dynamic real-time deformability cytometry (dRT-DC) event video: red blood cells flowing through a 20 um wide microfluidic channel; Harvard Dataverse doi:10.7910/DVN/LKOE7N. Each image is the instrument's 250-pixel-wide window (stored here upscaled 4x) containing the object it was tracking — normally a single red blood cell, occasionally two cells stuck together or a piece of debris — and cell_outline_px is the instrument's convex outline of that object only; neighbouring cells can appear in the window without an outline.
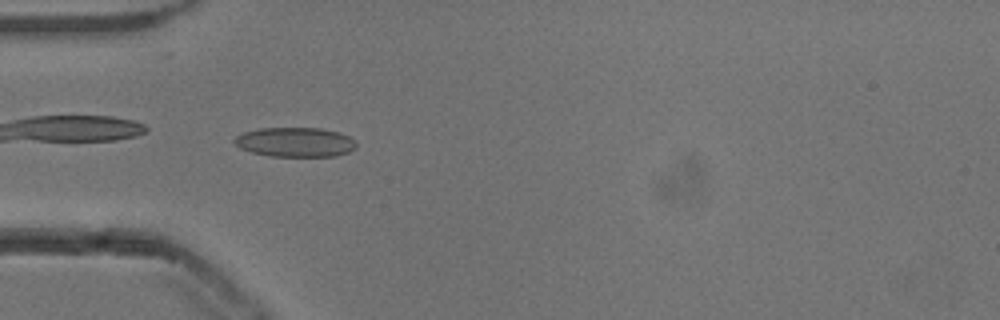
{"species": "common noctule bat (a hibernating species)", "species_latin": "Nyctalus noctula", "temperature_condition": "cold", "stored_images_in_passage": 38, "camera_frame_rate_fps": 3000, "um_per_image_px": 0.085, "animal": {"sex": "male", "body_mass_g": 13.3}, "frame": {"image": 1, "passage_image": 1, "time_ms": 0.0, "image_size_px": [1000, 320], "cell_outline_px": [[356, 148], [348, 152], [336, 156], [268, 156], [252, 152], [240, 148], [232, 140], [236, 136], [244, 132], [260, 128], [320, 128], [340, 132], [348, 136], [356, 144]], "centroid_in_image_um": [25.08, 12.08], "position_along_channel_um": 59.9, "area_um2": 20.92}}
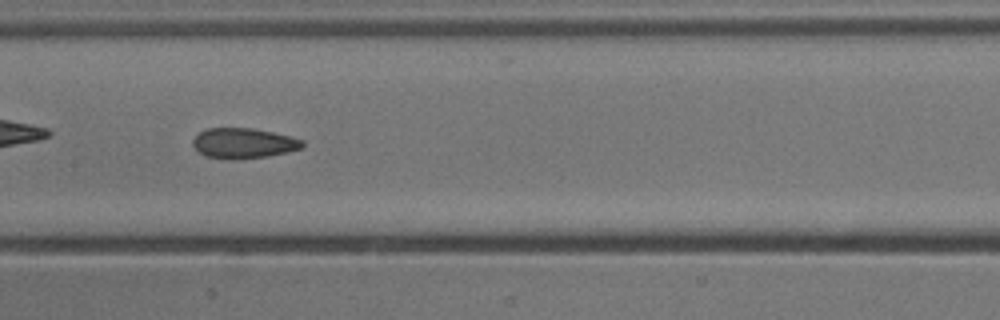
{"frame": {"image": 2, "passage_image": 11, "time_ms": 3.333, "image_size_px": [1000, 320], "cell_outline_px": [[304, 144], [300, 148], [268, 156], [232, 160], [208, 156], [200, 152], [192, 144], [192, 140], [200, 132], [208, 128], [252, 128], [272, 132], [304, 140]], "centroid_in_image_um": [20.68, 12.17], "position_along_channel_um": 186.7, "area_um2": 19.02}}
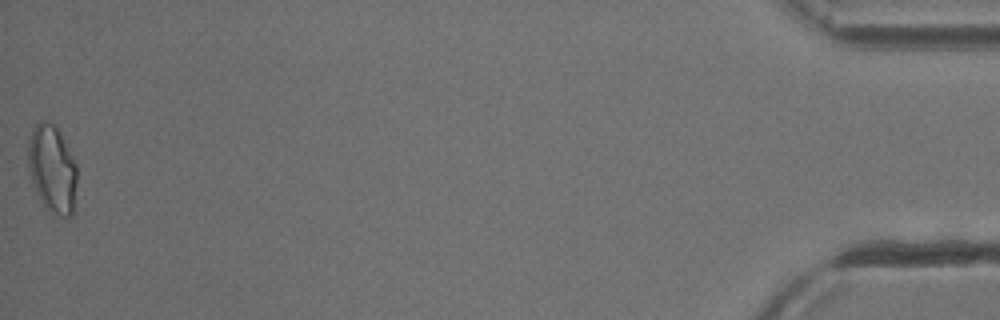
{"frame": {"image": 3, "passage_image": 38, "time_ms": 12.333, "image_size_px": [1000, 320], "cell_outline_px": [[76, 180], [72, 216], [60, 216], [48, 208], [40, 200], [36, 192], [32, 180], [28, 164], [28, 140], [36, 124], [40, 120], [44, 120], [52, 124], [56, 128], [72, 156], [76, 164]], "centroid_in_image_um": [4.42, 14.35], "position_along_channel_um": 430.8, "area_um2": 24.28}, "authors_computed_cell_mechanics": {"area_um2": 19.652, "velocity_mm_per_s": 3.8525, "shape_relaxation_time_tau1_ms": null, "shape_relaxation_time_tau2_ms": 2.2805, "deformation_change_tau1": null, "deformation_change_tau2": 0.0838}}